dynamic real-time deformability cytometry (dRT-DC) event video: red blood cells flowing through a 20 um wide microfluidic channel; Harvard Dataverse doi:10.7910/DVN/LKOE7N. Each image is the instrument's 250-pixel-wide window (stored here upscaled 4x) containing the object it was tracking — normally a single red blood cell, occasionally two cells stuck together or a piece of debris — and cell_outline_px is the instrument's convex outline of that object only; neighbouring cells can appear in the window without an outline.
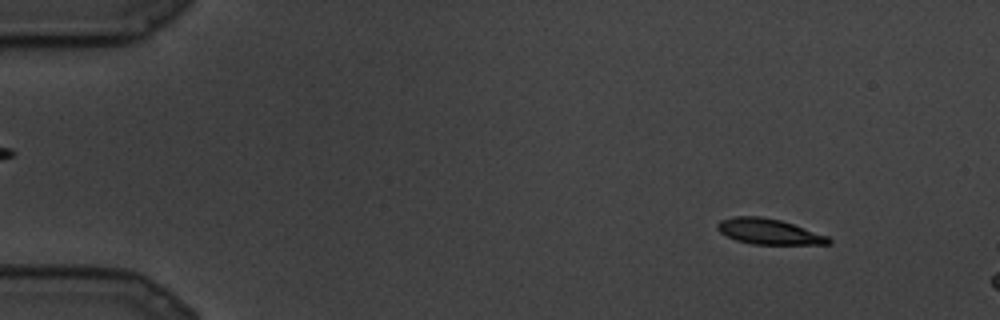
{"species": "common noctule bat (a hibernating species)", "species_latin": "Nyctalus noctula", "temperature_condition": "cold", "stored_images_in_passage": 6, "camera_frame_rate_fps": 3000, "um_per_image_px": 0.085, "animal": {"sex": "male", "body_mass_g": 19.5, "forearm_length_mm": 54.6}, "frame": {"image": 1, "passage_image": 3, "time_ms": 0.667, "image_size_px": [1000, 320], "cell_outline_px": [[832, 244], [752, 244], [736, 240], [720, 232], [716, 228], [716, 224], [720, 220], [732, 216], [760, 216], [780, 220], [828, 236], [832, 240]], "centroid_in_image_um": [65.33, 19.68], "position_along_channel_um": 19.7, "area_um2": 16.47}}